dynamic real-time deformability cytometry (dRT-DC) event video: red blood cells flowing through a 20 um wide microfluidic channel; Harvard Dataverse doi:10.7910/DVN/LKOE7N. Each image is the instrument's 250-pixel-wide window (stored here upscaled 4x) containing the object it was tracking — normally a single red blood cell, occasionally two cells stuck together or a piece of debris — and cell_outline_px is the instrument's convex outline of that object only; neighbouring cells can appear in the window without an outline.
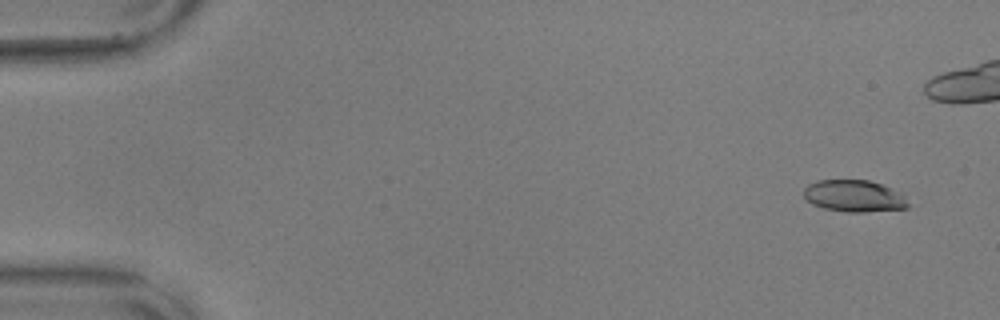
{"species": "common noctule bat (a hibernating species)", "species_latin": "Nyctalus noctula", "temperature_condition": "warm", "stored_images_in_passage": 48, "camera_frame_rate_fps": 3000, "um_per_image_px": 0.085, "animal": {"sex": "male", "body_mass_g": 17.9, "forearm_length_mm": 54.2}, "frame": {"image": 1, "passage_image": 4, "time_ms": 1.0, "image_size_px": [1000, 320], "cell_outline_px": [[908, 208], [864, 212], [848, 212], [824, 208], [812, 204], [804, 196], [804, 188], [808, 184], [816, 180], [868, 180], [892, 188], [904, 196], [908, 204]], "centroid_in_image_um": [72.58, 16.65], "position_along_channel_um": 12.4, "area_um2": 19.25}}
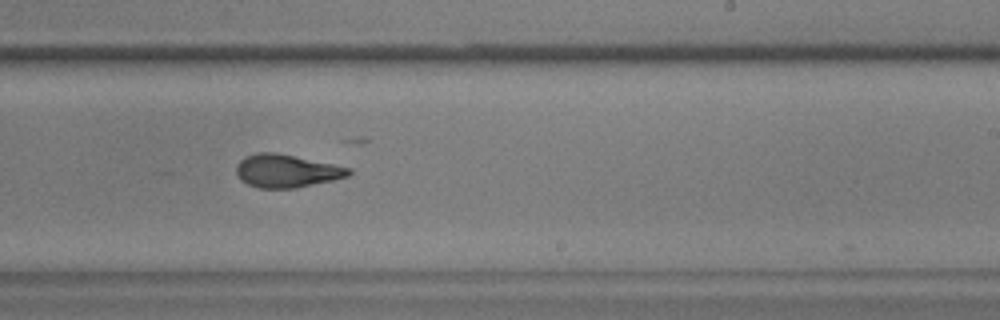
{"frame": {"image": 2, "passage_image": 36, "time_ms": 11.667, "image_size_px": [1000, 320], "cell_outline_px": [[352, 172], [348, 176], [332, 180], [296, 188], [260, 188], [248, 184], [240, 180], [236, 172], [236, 164], [244, 156], [256, 152], [276, 152], [352, 168]], "centroid_in_image_um": [24.33, 14.52], "position_along_channel_um": 264.7, "area_um2": 21.68}}
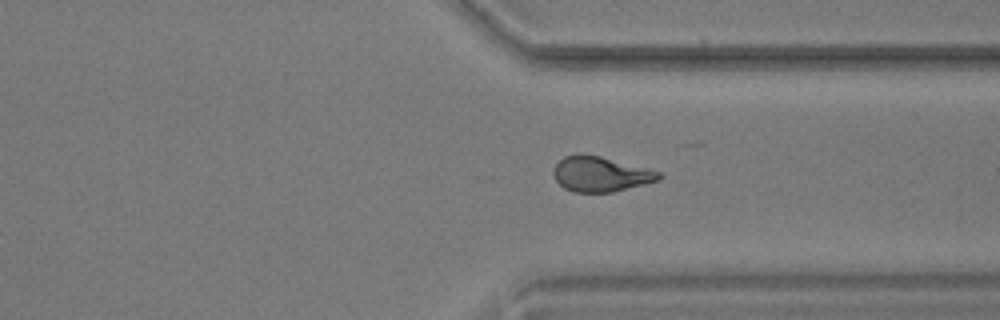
{"frame": {"image": 3, "passage_image": 44, "time_ms": 14.333, "image_size_px": [1000, 320], "cell_outline_px": [[664, 176], [660, 180], [612, 192], [572, 192], [564, 188], [556, 180], [552, 172], [556, 164], [564, 156], [600, 156], [660, 172]], "centroid_in_image_um": [51.06, 14.83], "position_along_channel_um": 360.3, "area_um2": 21.04}}